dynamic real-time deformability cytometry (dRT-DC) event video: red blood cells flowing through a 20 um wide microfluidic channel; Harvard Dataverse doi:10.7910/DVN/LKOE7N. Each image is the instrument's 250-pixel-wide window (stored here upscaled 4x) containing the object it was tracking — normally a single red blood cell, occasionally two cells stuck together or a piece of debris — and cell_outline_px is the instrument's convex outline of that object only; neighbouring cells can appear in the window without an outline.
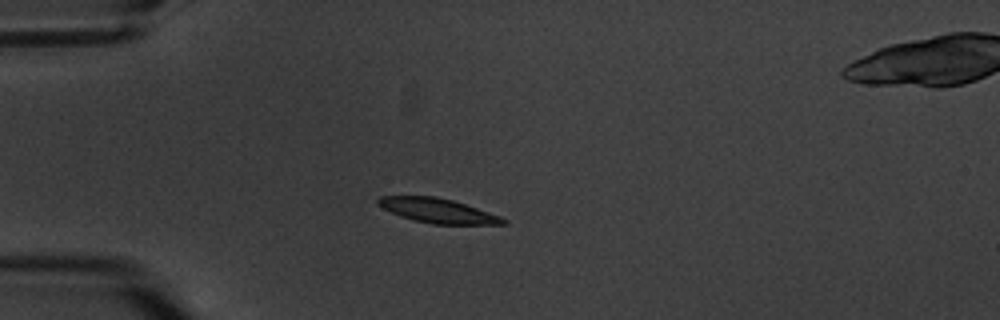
{"species": "common noctule bat (a hibernating species)", "species_latin": "Nyctalus noctula", "temperature_condition": "warm", "stored_images_in_passage": 6, "camera_frame_rate_fps": 3000, "um_per_image_px": 0.085, "animal": {"sex": "male", "body_mass_g": 20.1, "forearm_length_mm": 53.5}, "frame": {"image": 1, "passage_image": 4, "time_ms": 4.667, "image_size_px": [1000, 320], "cell_outline_px": [[508, 224], [432, 224], [412, 220], [400, 216], [376, 204], [376, 200], [380, 196], [436, 196], [452, 200], [500, 216], [508, 220]], "centroid_in_image_um": [37.19, 17.91], "position_along_channel_um": 47.8, "area_um2": 17.74}}